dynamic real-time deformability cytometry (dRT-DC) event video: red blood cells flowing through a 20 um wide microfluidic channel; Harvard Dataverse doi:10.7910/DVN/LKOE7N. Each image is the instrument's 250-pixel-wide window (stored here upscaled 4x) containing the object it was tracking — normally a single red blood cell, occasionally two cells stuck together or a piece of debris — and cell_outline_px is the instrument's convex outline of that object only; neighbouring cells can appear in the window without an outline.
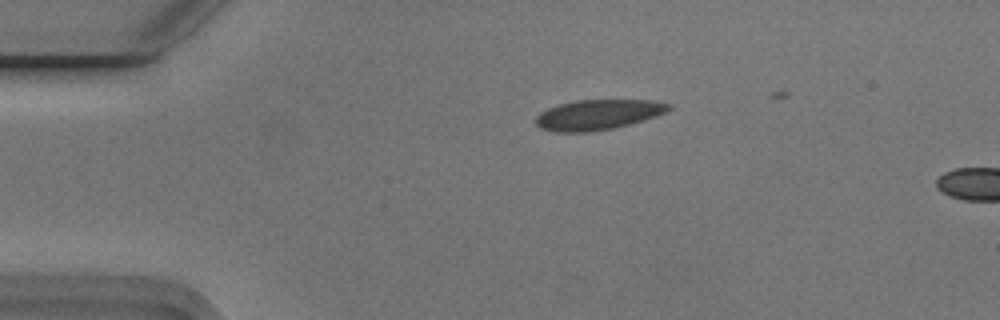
{"species": "Egyptian fruit bat (a non-hibernating species)", "species_latin": "Rousettus aegyptiacus", "temperature_condition": "cold", "stored_images_in_passage": 4, "camera_frame_rate_fps": 3000, "um_per_image_px": 0.085, "animal": {"sex": "male"}, "frame": {"image": 1, "passage_image": 1, "time_ms": 0.0, "image_size_px": [1000, 320], "cell_outline_px": [[672, 108], [656, 116], [628, 124], [612, 128], [584, 132], [556, 132], [540, 128], [536, 124], [536, 116], [540, 112], [548, 108], [560, 104], [576, 100], [648, 100], [672, 104]], "centroid_in_image_um": [50.8, 9.74], "position_along_channel_um": 34.2, "area_um2": 23.12}}